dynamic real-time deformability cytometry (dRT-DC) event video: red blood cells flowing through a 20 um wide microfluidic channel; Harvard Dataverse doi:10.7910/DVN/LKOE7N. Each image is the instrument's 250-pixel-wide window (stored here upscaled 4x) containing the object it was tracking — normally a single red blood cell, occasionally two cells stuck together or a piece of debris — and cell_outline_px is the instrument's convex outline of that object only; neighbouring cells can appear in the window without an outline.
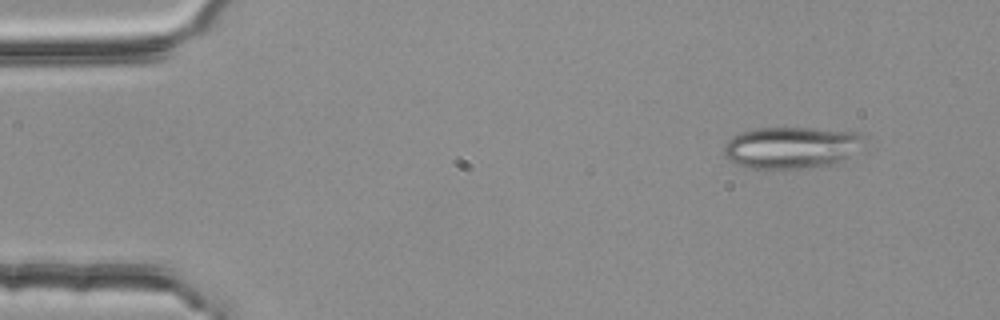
{"species": "common noctule bat (a hibernating species)", "species_latin": "Nyctalus noctula", "temperature_condition": "room temperature", "stored_images_in_passage": 49, "camera_frame_rate_fps": 3000, "um_per_image_px": 0.085, "animal": {"sex": "female", "body_mass_g": 25.1}, "frame": {"image": 1, "passage_image": 1, "time_ms": 0.0, "image_size_px": [1000, 320], "cell_outline_px": [[864, 136], [844, 160], [836, 164], [812, 168], [744, 168], [732, 164], [724, 156], [724, 144], [732, 136], [740, 132], [756, 128], [812, 128], [864, 132]], "centroid_in_image_um": [67.17, 12.54], "position_along_channel_um": 17.8, "area_um2": 34.22}}
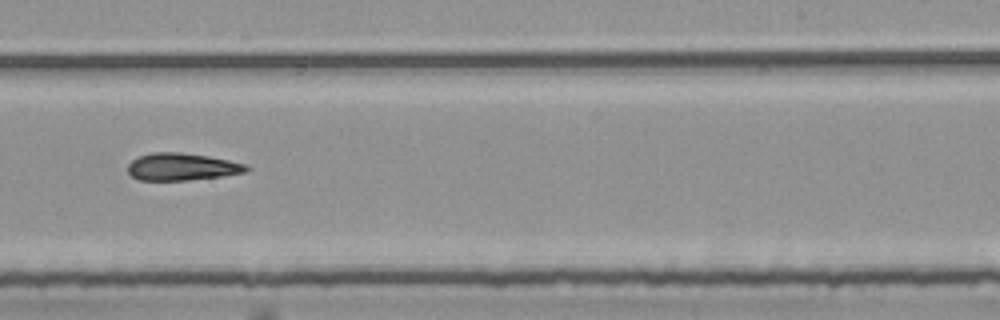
{"frame": {"image": 2, "passage_image": 29, "time_ms": 9.333, "image_size_px": [1000, 320], "cell_outline_px": [[252, 168], [248, 172], [224, 176], [188, 180], [140, 180], [132, 176], [128, 172], [128, 164], [132, 160], [140, 156], [152, 152], [180, 152], [208, 156], [248, 164]], "centroid_in_image_um": [15.52, 14.18], "position_along_channel_um": 273.5, "area_um2": 19.02}}
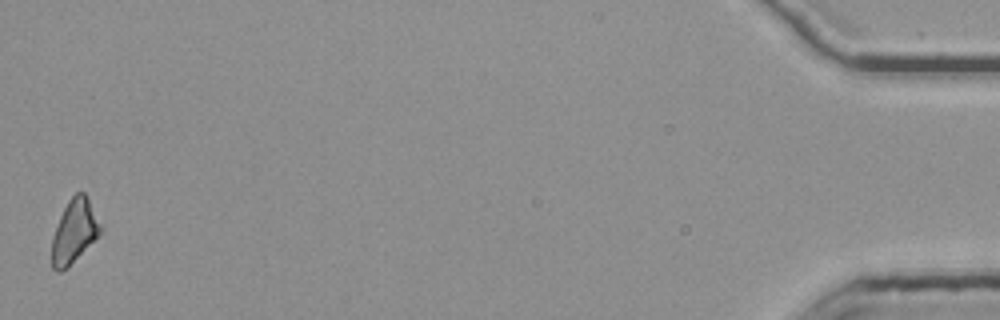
{"frame": {"image": 3, "passage_image": 49, "time_ms": 16.0, "image_size_px": [1000, 320], "cell_outline_px": [[104, 232], [68, 268], [60, 272], [56, 272], [52, 268], [52, 236], [60, 216], [68, 200], [76, 192], [84, 192], [104, 228]], "centroid_in_image_um": [6.34, 19.7], "position_along_channel_um": 428.9, "area_um2": 18.44}, "authors_computed_cell_mechanics": {"area_um2": 19.1896, "velocity_mm_per_s": 3.8027, "shape_relaxation_time_tau1_ms": 8.0804, "shape_relaxation_time_tau2_ms": null, "deformation_change_tau1": 0.1875, "deformation_change_tau2": null}}